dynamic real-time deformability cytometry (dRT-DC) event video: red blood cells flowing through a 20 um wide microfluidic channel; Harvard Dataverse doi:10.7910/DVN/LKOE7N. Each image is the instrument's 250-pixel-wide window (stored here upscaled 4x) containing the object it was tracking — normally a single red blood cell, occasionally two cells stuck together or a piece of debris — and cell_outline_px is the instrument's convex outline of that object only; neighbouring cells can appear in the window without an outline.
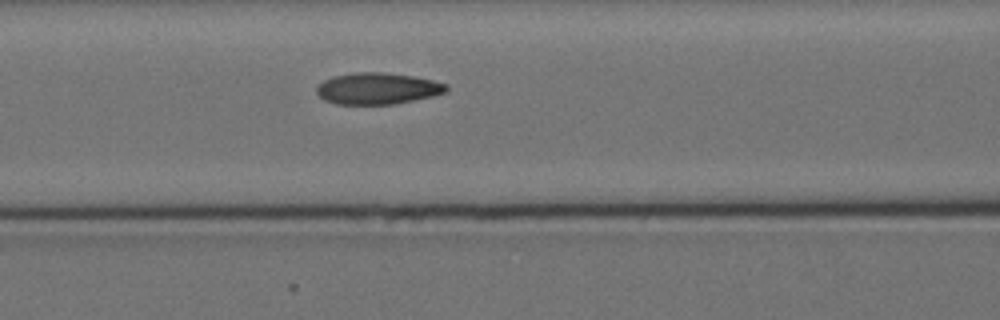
{"species": "Egyptian fruit bat (a non-hibernating species)", "species_latin": "Rousettus aegyptiacus", "temperature_condition": "cold", "stored_images_in_passage": 4, "camera_frame_rate_fps": 3000, "um_per_image_px": 0.085, "animal": {"sex": "female"}, "frame": {"image": 1, "passage_image": 4, "time_ms": 4.333, "image_size_px": [1000, 320], "cell_outline_px": [[448, 92], [432, 96], [392, 104], [336, 104], [324, 100], [316, 92], [316, 88], [324, 80], [332, 76], [356, 72], [380, 72], [412, 76], [432, 80], [448, 84]], "centroid_in_image_um": [32.09, 7.52], "position_along_channel_um": 134.5, "area_um2": 23.7}}